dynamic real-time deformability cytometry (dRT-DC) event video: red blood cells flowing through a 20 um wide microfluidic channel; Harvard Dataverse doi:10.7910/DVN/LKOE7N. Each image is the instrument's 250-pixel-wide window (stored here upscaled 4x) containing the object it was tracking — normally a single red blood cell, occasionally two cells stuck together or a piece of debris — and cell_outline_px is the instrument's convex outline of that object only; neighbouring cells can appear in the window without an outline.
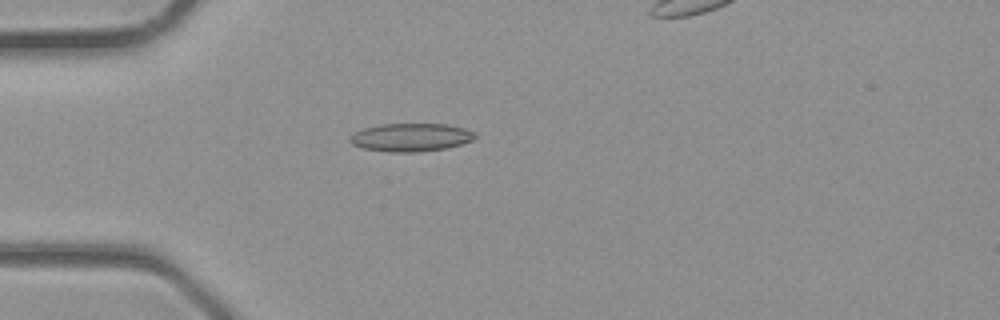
{"species": "common noctule bat (a hibernating species)", "species_latin": "Nyctalus noctula", "temperature_condition": "room temperature", "stored_images_in_passage": 2, "camera_frame_rate_fps": 3000, "um_per_image_px": 0.085, "animal": {"sex": "male", "body_mass_g": 23.1, "forearm_length_mm": 52.7}, "frame": {"image": 1, "passage_image": 1, "time_ms": 0.0, "image_size_px": [1000, 320], "cell_outline_px": [[476, 136], [472, 140], [460, 144], [444, 148], [420, 152], [388, 152], [364, 148], [352, 144], [348, 140], [348, 136], [364, 128], [380, 124], [448, 124], [464, 128], [476, 132]], "centroid_in_image_um": [34.91, 11.67], "position_along_channel_um": 50.1, "area_um2": 20.52}}